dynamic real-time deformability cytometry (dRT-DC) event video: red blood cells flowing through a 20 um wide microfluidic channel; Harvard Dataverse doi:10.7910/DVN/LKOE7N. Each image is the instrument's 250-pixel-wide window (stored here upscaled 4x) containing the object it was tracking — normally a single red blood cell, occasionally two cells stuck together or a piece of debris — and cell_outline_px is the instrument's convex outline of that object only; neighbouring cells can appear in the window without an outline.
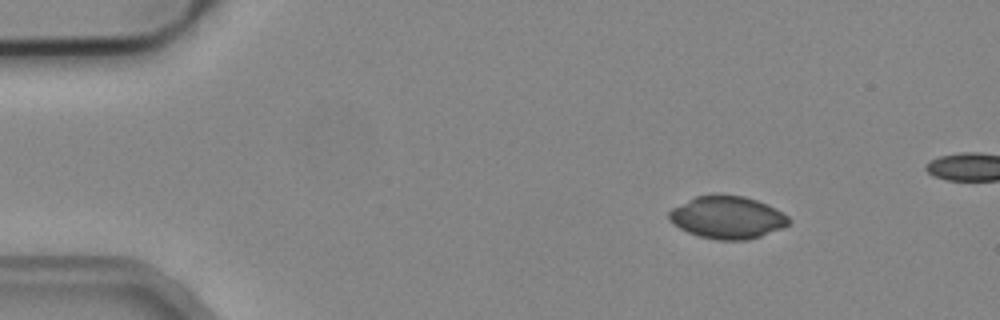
{"species": "common noctule bat (a hibernating species)", "species_latin": "Nyctalus noctula", "temperature_condition": "cold", "stored_images_in_passage": 3, "camera_frame_rate_fps": 3000, "um_per_image_px": 0.085, "animal": {"sex": "male", "body_mass_g": 19.2, "forearm_length_mm": 51.8}, "frame": {"image": 1, "passage_image": 1, "time_ms": 0.0, "image_size_px": [1000, 320], "cell_outline_px": [[792, 220], [788, 224], [780, 228], [760, 236], [748, 240], [720, 240], [700, 236], [688, 232], [680, 228], [668, 220], [668, 212], [672, 208], [696, 196], [720, 192], [744, 196], [756, 200], [788, 216]], "centroid_in_image_um": [61.78, 18.45], "position_along_channel_um": 23.2, "area_um2": 29.65}}